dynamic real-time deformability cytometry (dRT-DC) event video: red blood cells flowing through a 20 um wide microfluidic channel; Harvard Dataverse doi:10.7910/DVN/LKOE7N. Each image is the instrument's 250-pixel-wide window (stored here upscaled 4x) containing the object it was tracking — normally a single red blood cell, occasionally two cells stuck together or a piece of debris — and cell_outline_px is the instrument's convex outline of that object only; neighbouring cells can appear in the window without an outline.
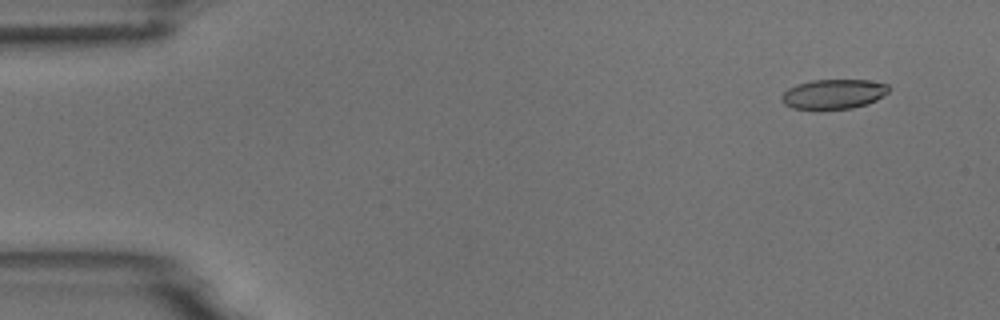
{"species": "common noctule bat (a hibernating species)", "species_latin": "Nyctalus noctula", "temperature_condition": "room temperature", "stored_images_in_passage": 6, "camera_frame_rate_fps": 3000, "um_per_image_px": 0.085, "animal": {"sex": "male", "body_mass_g": 18.8}, "frame": {"image": 1, "passage_image": 1, "time_ms": 0.0, "image_size_px": [1000, 320], "cell_outline_px": [[888, 92], [876, 100], [868, 104], [852, 108], [792, 108], [784, 104], [780, 100], [780, 96], [788, 88], [796, 84], [812, 80], [868, 80], [888, 84]], "centroid_in_image_um": [70.83, 7.98], "position_along_channel_um": 14.2, "area_um2": 18.38}}
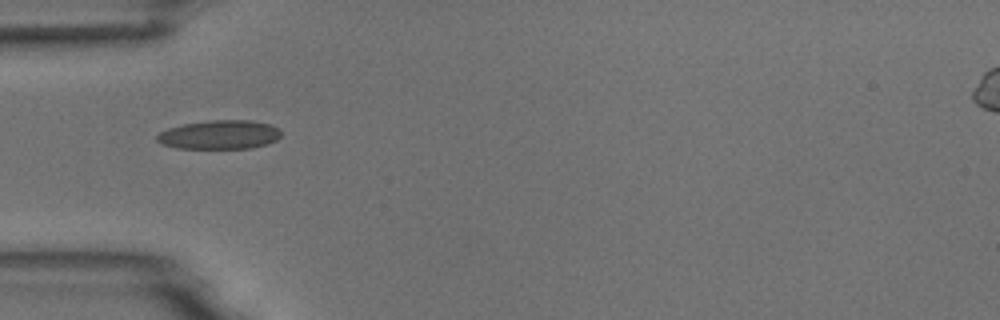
{"frame": {"image": 2, "passage_image": 4, "time_ms": 4.333, "image_size_px": [1000, 320], "cell_outline_px": [[280, 136], [276, 140], [268, 144], [252, 148], [176, 148], [160, 144], [156, 140], [156, 136], [160, 132], [168, 128], [184, 124], [208, 120], [252, 120], [268, 124], [280, 128]], "centroid_in_image_um": [18.65, 11.45], "position_along_channel_um": 66.3, "area_um2": 21.04}}